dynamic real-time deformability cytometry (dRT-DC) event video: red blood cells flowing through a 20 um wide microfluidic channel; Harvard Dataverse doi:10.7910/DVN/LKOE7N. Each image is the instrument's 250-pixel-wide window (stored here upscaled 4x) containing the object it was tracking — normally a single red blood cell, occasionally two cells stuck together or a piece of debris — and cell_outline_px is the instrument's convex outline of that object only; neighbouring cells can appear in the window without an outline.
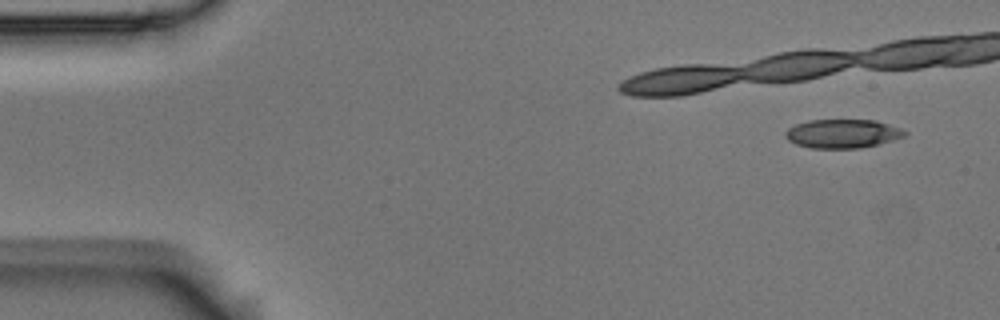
{"species": "Egyptian fruit bat (a non-hibernating species)", "species_latin": "Rousettus aegyptiacus", "temperature_condition": "room temperature", "stored_images_in_passage": 4, "camera_frame_rate_fps": 3000, "um_per_image_px": 0.085, "animal": {"sex": "male"}, "frame": {"image": 1, "passage_image": 1, "time_ms": 0.0, "image_size_px": [1000, 320], "cell_outline_px": [[908, 132], [904, 136], [880, 144], [860, 148], [812, 148], [796, 144], [788, 140], [784, 136], [784, 132], [788, 128], [796, 124], [808, 120], [876, 120], [900, 128]], "centroid_in_image_um": [71.6, 11.36], "position_along_channel_um": 13.4, "area_um2": 20.06}}